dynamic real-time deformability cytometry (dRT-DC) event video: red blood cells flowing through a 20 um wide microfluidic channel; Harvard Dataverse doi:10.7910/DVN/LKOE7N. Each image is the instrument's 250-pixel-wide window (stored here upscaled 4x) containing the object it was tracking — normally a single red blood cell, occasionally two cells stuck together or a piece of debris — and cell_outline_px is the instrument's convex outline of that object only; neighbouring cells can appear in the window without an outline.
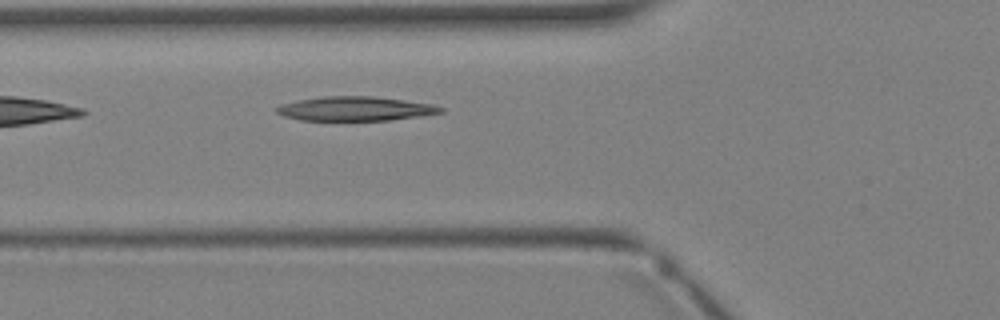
{"species": "Egyptian fruit bat (a non-hibernating species)", "species_latin": "Rousettus aegyptiacus", "temperature_condition": "warm", "stored_images_in_passage": 2, "camera_frame_rate_fps": 3000, "um_per_image_px": 0.085, "animal": {"sex": "female"}, "frame": {"image": 1, "passage_image": 2, "time_ms": 1.0, "image_size_px": [1000, 320], "cell_outline_px": [[444, 112], [420, 116], [392, 120], [300, 120], [284, 116], [276, 112], [276, 108], [280, 104], [296, 100], [324, 96], [372, 96], [404, 100], [432, 104], [444, 108]], "centroid_in_image_um": [30.19, 9.24], "position_along_channel_um": 95.6, "area_um2": 23.18}}